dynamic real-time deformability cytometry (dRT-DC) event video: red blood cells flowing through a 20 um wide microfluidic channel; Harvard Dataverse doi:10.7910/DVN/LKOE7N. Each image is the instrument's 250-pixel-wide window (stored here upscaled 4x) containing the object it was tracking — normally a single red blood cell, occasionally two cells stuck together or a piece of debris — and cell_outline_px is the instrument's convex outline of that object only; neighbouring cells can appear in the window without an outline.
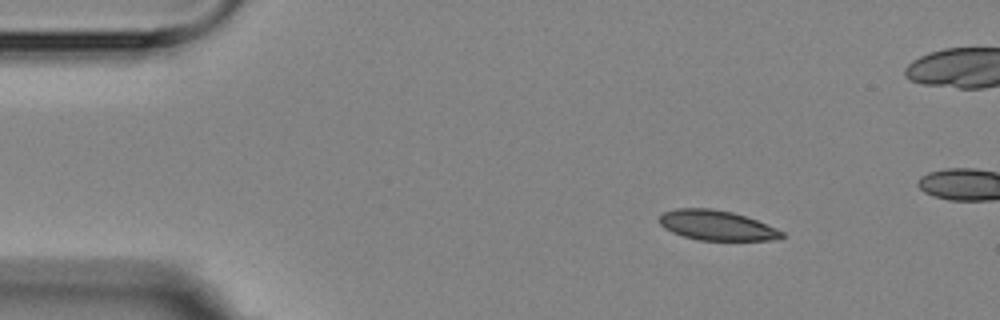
{"species": "Egyptian fruit bat (a non-hibernating species)", "species_latin": "Rousettus aegyptiacus", "temperature_condition": "room temperature", "stored_images_in_passage": 4, "camera_frame_rate_fps": 3000, "um_per_image_px": 0.085, "animal": {"sex": "female"}, "frame": {"image": 1, "passage_image": 1, "time_ms": 0.0, "image_size_px": [1000, 320], "cell_outline_px": [[784, 236], [776, 240], [700, 240], [684, 236], [672, 232], [664, 228], [660, 224], [660, 216], [664, 212], [676, 208], [708, 208], [732, 212], [756, 220], [776, 228], [784, 232]], "centroid_in_image_um": [60.92, 19.16], "position_along_channel_um": 24.1, "area_um2": 21.15}}